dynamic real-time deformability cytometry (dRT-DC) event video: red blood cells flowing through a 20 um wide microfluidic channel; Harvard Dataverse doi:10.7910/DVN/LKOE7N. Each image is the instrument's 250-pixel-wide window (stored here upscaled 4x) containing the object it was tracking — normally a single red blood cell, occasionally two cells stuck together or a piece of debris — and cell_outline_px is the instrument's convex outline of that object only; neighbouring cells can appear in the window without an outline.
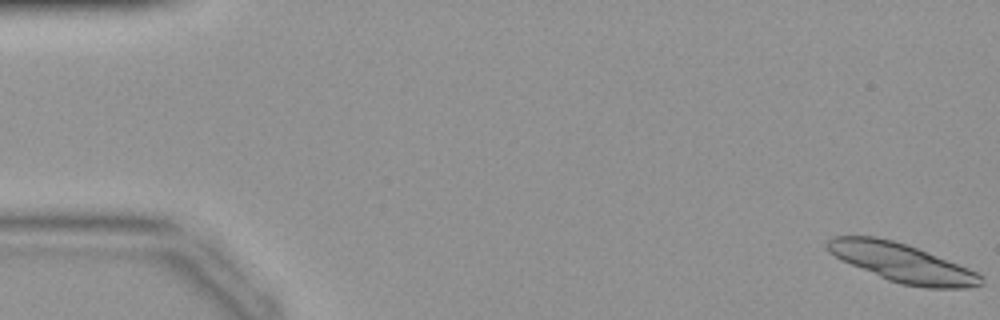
{"species": "common noctule bat (a hibernating species)", "species_latin": "Nyctalus noctula", "temperature_condition": "warm", "stored_images_in_passage": 45, "camera_frame_rate_fps": 3000, "um_per_image_px": 0.085, "animal": {"sex": "female", "body_mass_g": 19.9}, "frame": {"image": 1, "passage_image": 1, "time_ms": 0.0, "image_size_px": [1000, 320], "cell_outline_px": [[984, 284], [968, 288], [928, 288], [900, 284], [888, 280], [840, 260], [828, 252], [828, 240], [832, 236], [876, 236], [892, 240], [916, 248], [968, 268], [984, 276]], "centroid_in_image_um": [76.68, 22.35], "position_along_channel_um": 8.3, "area_um2": 34.33}}
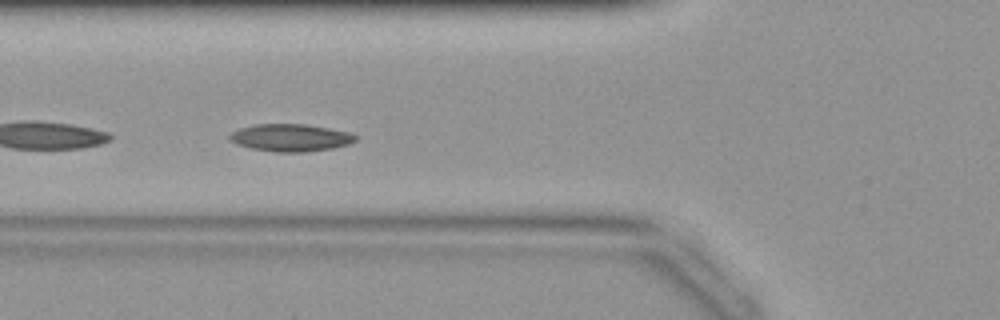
{"frame": {"image": 2, "passage_image": 17, "time_ms": 5.333, "image_size_px": [1000, 320], "cell_outline_px": [[360, 136], [356, 140], [348, 144], [332, 148], [304, 152], [276, 152], [252, 148], [236, 144], [228, 140], [228, 136], [232, 132], [240, 128], [256, 124], [304, 124], [328, 128], [348, 132]], "centroid_in_image_um": [24.69, 11.7], "position_along_channel_um": 101.1, "area_um2": 20.06}}
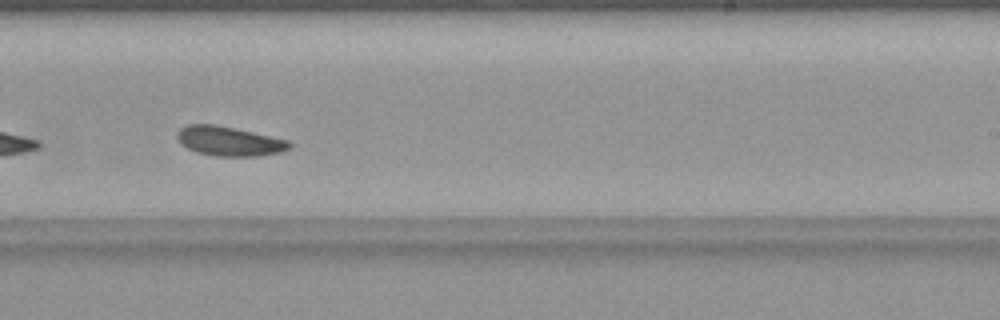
{"frame": {"image": 3, "passage_image": 28, "time_ms": 9.0, "image_size_px": [1000, 320], "cell_outline_px": [[292, 148], [284, 152], [256, 156], [216, 156], [196, 152], [180, 144], [176, 136], [176, 132], [180, 128], [188, 124], [216, 124], [236, 128], [288, 140], [292, 144]], "centroid_in_image_um": [19.48, 11.99], "position_along_channel_um": 269.5, "area_um2": 19.54}}